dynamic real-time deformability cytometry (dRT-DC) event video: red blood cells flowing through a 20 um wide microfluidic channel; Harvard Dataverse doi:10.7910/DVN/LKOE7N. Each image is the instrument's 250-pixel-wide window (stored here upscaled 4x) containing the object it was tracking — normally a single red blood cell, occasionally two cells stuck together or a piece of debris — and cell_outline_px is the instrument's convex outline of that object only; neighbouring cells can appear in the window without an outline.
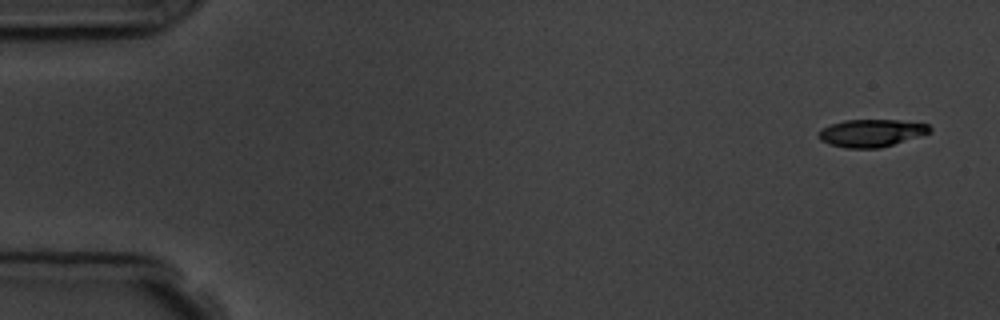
{"species": "common noctule bat (a hibernating species)", "species_latin": "Nyctalus noctula", "temperature_condition": "room temperature", "stored_images_in_passage": 7, "camera_frame_rate_fps": 3000, "um_per_image_px": 0.085, "animal": {"sex": "male", "body_mass_g": 19.5, "forearm_length_mm": 54.6}, "frame": {"image": 1, "passage_image": 1, "time_ms": 0.0, "image_size_px": [1000, 320], "cell_outline_px": [[932, 132], [880, 148], [844, 148], [828, 144], [820, 140], [816, 136], [820, 128], [844, 120], [900, 120], [928, 124], [932, 128]], "centroid_in_image_um": [74.03, 11.31], "position_along_channel_um": 11.0, "area_um2": 17.98}}
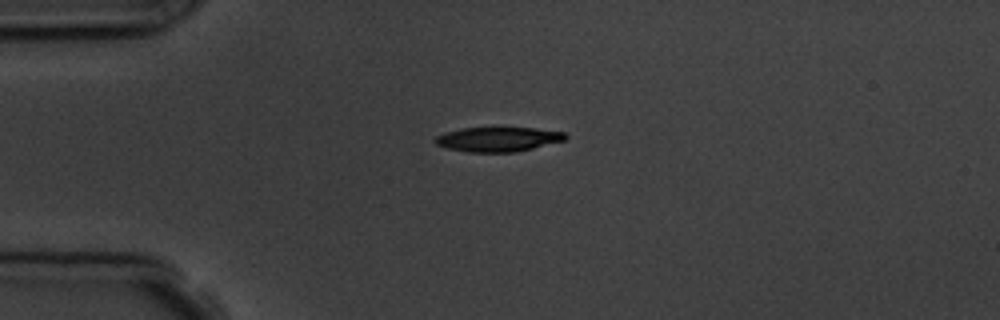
{"frame": {"image": 2, "passage_image": 4, "time_ms": 3.667, "image_size_px": [1000, 320], "cell_outline_px": [[568, 136], [564, 140], [516, 152], [468, 152], [448, 148], [436, 144], [432, 140], [436, 136], [444, 132], [460, 128], [536, 128], [564, 132]], "centroid_in_image_um": [42.29, 11.83], "position_along_channel_um": 42.7, "area_um2": 18.55}}